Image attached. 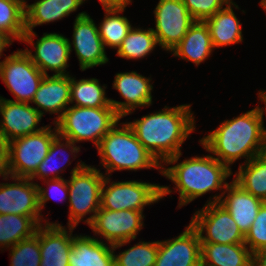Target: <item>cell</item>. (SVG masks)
<instances>
[{"label": "cell", "instance_id": "5", "mask_svg": "<svg viewBox=\"0 0 266 266\" xmlns=\"http://www.w3.org/2000/svg\"><path fill=\"white\" fill-rule=\"evenodd\" d=\"M70 174V180H67L69 188L67 227L76 228L81 221L89 225L100 208L105 175L99 168L87 165L82 160L77 162ZM88 214L90 217L83 219Z\"/></svg>", "mask_w": 266, "mask_h": 266}, {"label": "cell", "instance_id": "32", "mask_svg": "<svg viewBox=\"0 0 266 266\" xmlns=\"http://www.w3.org/2000/svg\"><path fill=\"white\" fill-rule=\"evenodd\" d=\"M126 7L117 9H104L105 15L98 25L99 35L103 41L104 47L118 49L122 41L127 37L132 24L126 16L120 13L126 10Z\"/></svg>", "mask_w": 266, "mask_h": 266}, {"label": "cell", "instance_id": "10", "mask_svg": "<svg viewBox=\"0 0 266 266\" xmlns=\"http://www.w3.org/2000/svg\"><path fill=\"white\" fill-rule=\"evenodd\" d=\"M144 218L143 212L137 210L113 211L100 207L88 226L95 236L105 238L117 250L137 238L144 227Z\"/></svg>", "mask_w": 266, "mask_h": 266}, {"label": "cell", "instance_id": "29", "mask_svg": "<svg viewBox=\"0 0 266 266\" xmlns=\"http://www.w3.org/2000/svg\"><path fill=\"white\" fill-rule=\"evenodd\" d=\"M234 181L245 191L266 202V151L239 165Z\"/></svg>", "mask_w": 266, "mask_h": 266}, {"label": "cell", "instance_id": "28", "mask_svg": "<svg viewBox=\"0 0 266 266\" xmlns=\"http://www.w3.org/2000/svg\"><path fill=\"white\" fill-rule=\"evenodd\" d=\"M42 222L49 223L42 217L0 214V250L9 249L18 242L33 237Z\"/></svg>", "mask_w": 266, "mask_h": 266}, {"label": "cell", "instance_id": "38", "mask_svg": "<svg viewBox=\"0 0 266 266\" xmlns=\"http://www.w3.org/2000/svg\"><path fill=\"white\" fill-rule=\"evenodd\" d=\"M183 3L195 21H204L230 2L228 0H183Z\"/></svg>", "mask_w": 266, "mask_h": 266}, {"label": "cell", "instance_id": "41", "mask_svg": "<svg viewBox=\"0 0 266 266\" xmlns=\"http://www.w3.org/2000/svg\"><path fill=\"white\" fill-rule=\"evenodd\" d=\"M252 266H266V248H263L253 254Z\"/></svg>", "mask_w": 266, "mask_h": 266}, {"label": "cell", "instance_id": "23", "mask_svg": "<svg viewBox=\"0 0 266 266\" xmlns=\"http://www.w3.org/2000/svg\"><path fill=\"white\" fill-rule=\"evenodd\" d=\"M209 29L204 21H195L183 39L170 51L173 56L190 61L197 67L213 53Z\"/></svg>", "mask_w": 266, "mask_h": 266}, {"label": "cell", "instance_id": "20", "mask_svg": "<svg viewBox=\"0 0 266 266\" xmlns=\"http://www.w3.org/2000/svg\"><path fill=\"white\" fill-rule=\"evenodd\" d=\"M32 103L42 116L45 113L56 114L54 125L70 105V75H45Z\"/></svg>", "mask_w": 266, "mask_h": 266}, {"label": "cell", "instance_id": "13", "mask_svg": "<svg viewBox=\"0 0 266 266\" xmlns=\"http://www.w3.org/2000/svg\"><path fill=\"white\" fill-rule=\"evenodd\" d=\"M155 29L158 46L171 51L188 32L195 22L183 0H159L154 11Z\"/></svg>", "mask_w": 266, "mask_h": 266}, {"label": "cell", "instance_id": "25", "mask_svg": "<svg viewBox=\"0 0 266 266\" xmlns=\"http://www.w3.org/2000/svg\"><path fill=\"white\" fill-rule=\"evenodd\" d=\"M83 0H35L25 7V29L33 32L38 25L56 22L76 12Z\"/></svg>", "mask_w": 266, "mask_h": 266}, {"label": "cell", "instance_id": "9", "mask_svg": "<svg viewBox=\"0 0 266 266\" xmlns=\"http://www.w3.org/2000/svg\"><path fill=\"white\" fill-rule=\"evenodd\" d=\"M45 75L26 52L18 49L0 62V78L15 102L31 103Z\"/></svg>", "mask_w": 266, "mask_h": 266}, {"label": "cell", "instance_id": "1", "mask_svg": "<svg viewBox=\"0 0 266 266\" xmlns=\"http://www.w3.org/2000/svg\"><path fill=\"white\" fill-rule=\"evenodd\" d=\"M182 152L168 158L161 168V175L171 180L175 188L161 185V199L172 193L174 189L179 193L178 208L186 206L195 199L208 192L221 191L218 195L210 196L206 204L219 202L228 186L226 180L233 172L227 165L221 163L211 153L195 156L178 162ZM172 164H176L173 165ZM164 165H171L170 167ZM223 191V192H222Z\"/></svg>", "mask_w": 266, "mask_h": 266}, {"label": "cell", "instance_id": "7", "mask_svg": "<svg viewBox=\"0 0 266 266\" xmlns=\"http://www.w3.org/2000/svg\"><path fill=\"white\" fill-rule=\"evenodd\" d=\"M160 200V184L138 180L111 182L110 176H105L103 180L100 203L103 209L143 212L147 205L158 203Z\"/></svg>", "mask_w": 266, "mask_h": 266}, {"label": "cell", "instance_id": "3", "mask_svg": "<svg viewBox=\"0 0 266 266\" xmlns=\"http://www.w3.org/2000/svg\"><path fill=\"white\" fill-rule=\"evenodd\" d=\"M191 104L165 106L154 113L127 124L138 141L162 165L168 158L181 153V146L196 129Z\"/></svg>", "mask_w": 266, "mask_h": 266}, {"label": "cell", "instance_id": "37", "mask_svg": "<svg viewBox=\"0 0 266 266\" xmlns=\"http://www.w3.org/2000/svg\"><path fill=\"white\" fill-rule=\"evenodd\" d=\"M43 182L44 184L46 183V188L38 184L39 208L41 215L42 210L45 208L44 206H46V203L50 199L65 201L66 198H69L68 183L67 179L64 177L60 179L44 180Z\"/></svg>", "mask_w": 266, "mask_h": 266}, {"label": "cell", "instance_id": "6", "mask_svg": "<svg viewBox=\"0 0 266 266\" xmlns=\"http://www.w3.org/2000/svg\"><path fill=\"white\" fill-rule=\"evenodd\" d=\"M122 119L113 107L69 106L55 123L58 134L73 143L91 141L95 147Z\"/></svg>", "mask_w": 266, "mask_h": 266}, {"label": "cell", "instance_id": "42", "mask_svg": "<svg viewBox=\"0 0 266 266\" xmlns=\"http://www.w3.org/2000/svg\"><path fill=\"white\" fill-rule=\"evenodd\" d=\"M13 42L14 41L9 36L4 34L3 32H0V58L2 57V55L4 56L3 51H5V48L10 47Z\"/></svg>", "mask_w": 266, "mask_h": 266}, {"label": "cell", "instance_id": "31", "mask_svg": "<svg viewBox=\"0 0 266 266\" xmlns=\"http://www.w3.org/2000/svg\"><path fill=\"white\" fill-rule=\"evenodd\" d=\"M158 45L152 28L133 27L122 41L116 55L127 60H139L147 57Z\"/></svg>", "mask_w": 266, "mask_h": 266}, {"label": "cell", "instance_id": "11", "mask_svg": "<svg viewBox=\"0 0 266 266\" xmlns=\"http://www.w3.org/2000/svg\"><path fill=\"white\" fill-rule=\"evenodd\" d=\"M190 224L198 232L201 243H244V235L235 220L219 202L205 204L197 210Z\"/></svg>", "mask_w": 266, "mask_h": 266}, {"label": "cell", "instance_id": "24", "mask_svg": "<svg viewBox=\"0 0 266 266\" xmlns=\"http://www.w3.org/2000/svg\"><path fill=\"white\" fill-rule=\"evenodd\" d=\"M235 3H229L204 20L209 29L214 49L243 42L242 24L233 11V8L239 9Z\"/></svg>", "mask_w": 266, "mask_h": 266}, {"label": "cell", "instance_id": "34", "mask_svg": "<svg viewBox=\"0 0 266 266\" xmlns=\"http://www.w3.org/2000/svg\"><path fill=\"white\" fill-rule=\"evenodd\" d=\"M114 255L115 266H154L158 253V240L157 241H139L119 254Z\"/></svg>", "mask_w": 266, "mask_h": 266}, {"label": "cell", "instance_id": "45", "mask_svg": "<svg viewBox=\"0 0 266 266\" xmlns=\"http://www.w3.org/2000/svg\"><path fill=\"white\" fill-rule=\"evenodd\" d=\"M24 8L28 5L27 0H17Z\"/></svg>", "mask_w": 266, "mask_h": 266}, {"label": "cell", "instance_id": "26", "mask_svg": "<svg viewBox=\"0 0 266 266\" xmlns=\"http://www.w3.org/2000/svg\"><path fill=\"white\" fill-rule=\"evenodd\" d=\"M80 146H76L75 143L66 139L59 134L53 139L51 146L49 148V152L43 161L38 166L36 172L30 177L32 181L35 180H50V179H60L62 176L63 169H65V164L71 165L72 161H70V155H72L74 160L76 159V155L80 152ZM61 151V152H60ZM69 154H68V153ZM62 157V158H61ZM65 158V159H64ZM61 159V163L57 160ZM69 162V163H68ZM59 163V164H58ZM65 163V164H64ZM63 166V167H62ZM52 174V175H51Z\"/></svg>", "mask_w": 266, "mask_h": 266}, {"label": "cell", "instance_id": "12", "mask_svg": "<svg viewBox=\"0 0 266 266\" xmlns=\"http://www.w3.org/2000/svg\"><path fill=\"white\" fill-rule=\"evenodd\" d=\"M35 37L37 34L34 31L26 32L21 42L28 43L34 48V52L28 48L24 51L40 71L44 75H48V71H53L55 75H70L66 70L71 57L69 38L55 32L43 33L35 43Z\"/></svg>", "mask_w": 266, "mask_h": 266}, {"label": "cell", "instance_id": "39", "mask_svg": "<svg viewBox=\"0 0 266 266\" xmlns=\"http://www.w3.org/2000/svg\"><path fill=\"white\" fill-rule=\"evenodd\" d=\"M9 142L4 140L0 136V176L3 177L2 180H9L10 170H9Z\"/></svg>", "mask_w": 266, "mask_h": 266}, {"label": "cell", "instance_id": "2", "mask_svg": "<svg viewBox=\"0 0 266 266\" xmlns=\"http://www.w3.org/2000/svg\"><path fill=\"white\" fill-rule=\"evenodd\" d=\"M261 105L224 120L215 130L199 139L206 152L231 169L236 160L253 157L266 151V127Z\"/></svg>", "mask_w": 266, "mask_h": 266}, {"label": "cell", "instance_id": "16", "mask_svg": "<svg viewBox=\"0 0 266 266\" xmlns=\"http://www.w3.org/2000/svg\"><path fill=\"white\" fill-rule=\"evenodd\" d=\"M201 242L196 229L189 223L177 237L158 240L154 266H201Z\"/></svg>", "mask_w": 266, "mask_h": 266}, {"label": "cell", "instance_id": "4", "mask_svg": "<svg viewBox=\"0 0 266 266\" xmlns=\"http://www.w3.org/2000/svg\"><path fill=\"white\" fill-rule=\"evenodd\" d=\"M121 125V126H118ZM97 153L105 176L114 171H137L157 169L161 174L162 165L138 141L134 131L127 122H119L100 140Z\"/></svg>", "mask_w": 266, "mask_h": 266}, {"label": "cell", "instance_id": "44", "mask_svg": "<svg viewBox=\"0 0 266 266\" xmlns=\"http://www.w3.org/2000/svg\"><path fill=\"white\" fill-rule=\"evenodd\" d=\"M259 4L263 8V10L266 11V0H261Z\"/></svg>", "mask_w": 266, "mask_h": 266}, {"label": "cell", "instance_id": "14", "mask_svg": "<svg viewBox=\"0 0 266 266\" xmlns=\"http://www.w3.org/2000/svg\"><path fill=\"white\" fill-rule=\"evenodd\" d=\"M69 45L70 52L75 51L81 71L104 65L109 61L98 26L85 11L79 12L75 17L72 41L69 39Z\"/></svg>", "mask_w": 266, "mask_h": 266}, {"label": "cell", "instance_id": "8", "mask_svg": "<svg viewBox=\"0 0 266 266\" xmlns=\"http://www.w3.org/2000/svg\"><path fill=\"white\" fill-rule=\"evenodd\" d=\"M58 130L46 125L39 132L16 138L9 142L10 176L30 178L46 157Z\"/></svg>", "mask_w": 266, "mask_h": 266}, {"label": "cell", "instance_id": "30", "mask_svg": "<svg viewBox=\"0 0 266 266\" xmlns=\"http://www.w3.org/2000/svg\"><path fill=\"white\" fill-rule=\"evenodd\" d=\"M106 84L101 85L97 78L76 80L70 75V104L79 107H113L106 97Z\"/></svg>", "mask_w": 266, "mask_h": 266}, {"label": "cell", "instance_id": "21", "mask_svg": "<svg viewBox=\"0 0 266 266\" xmlns=\"http://www.w3.org/2000/svg\"><path fill=\"white\" fill-rule=\"evenodd\" d=\"M219 203L226 208L245 236L264 201L245 191L232 180L223 192Z\"/></svg>", "mask_w": 266, "mask_h": 266}, {"label": "cell", "instance_id": "35", "mask_svg": "<svg viewBox=\"0 0 266 266\" xmlns=\"http://www.w3.org/2000/svg\"><path fill=\"white\" fill-rule=\"evenodd\" d=\"M9 250L10 266H40L39 227L33 237L18 242Z\"/></svg>", "mask_w": 266, "mask_h": 266}, {"label": "cell", "instance_id": "15", "mask_svg": "<svg viewBox=\"0 0 266 266\" xmlns=\"http://www.w3.org/2000/svg\"><path fill=\"white\" fill-rule=\"evenodd\" d=\"M151 80V77L142 76L137 71L120 72L115 75L112 87L125 101L110 98V103L121 118L132 114L136 108L152 105L153 84Z\"/></svg>", "mask_w": 266, "mask_h": 266}, {"label": "cell", "instance_id": "18", "mask_svg": "<svg viewBox=\"0 0 266 266\" xmlns=\"http://www.w3.org/2000/svg\"><path fill=\"white\" fill-rule=\"evenodd\" d=\"M0 115V136L7 142L45 128L38 127L43 116L30 103L15 102L1 96Z\"/></svg>", "mask_w": 266, "mask_h": 266}, {"label": "cell", "instance_id": "40", "mask_svg": "<svg viewBox=\"0 0 266 266\" xmlns=\"http://www.w3.org/2000/svg\"><path fill=\"white\" fill-rule=\"evenodd\" d=\"M86 0H83L85 3ZM103 9H117L122 8L132 3V0H99Z\"/></svg>", "mask_w": 266, "mask_h": 266}, {"label": "cell", "instance_id": "17", "mask_svg": "<svg viewBox=\"0 0 266 266\" xmlns=\"http://www.w3.org/2000/svg\"><path fill=\"white\" fill-rule=\"evenodd\" d=\"M14 183H0V214L42 217L38 183L30 178L10 176Z\"/></svg>", "mask_w": 266, "mask_h": 266}, {"label": "cell", "instance_id": "43", "mask_svg": "<svg viewBox=\"0 0 266 266\" xmlns=\"http://www.w3.org/2000/svg\"><path fill=\"white\" fill-rule=\"evenodd\" d=\"M258 99L262 103H264L265 106L263 108H261V109H262L263 113H266V91L264 89H263V91L262 90H259V92H258Z\"/></svg>", "mask_w": 266, "mask_h": 266}, {"label": "cell", "instance_id": "27", "mask_svg": "<svg viewBox=\"0 0 266 266\" xmlns=\"http://www.w3.org/2000/svg\"><path fill=\"white\" fill-rule=\"evenodd\" d=\"M201 266H252L253 254L244 243H201Z\"/></svg>", "mask_w": 266, "mask_h": 266}, {"label": "cell", "instance_id": "36", "mask_svg": "<svg viewBox=\"0 0 266 266\" xmlns=\"http://www.w3.org/2000/svg\"><path fill=\"white\" fill-rule=\"evenodd\" d=\"M244 244L252 254L266 248V202L260 207L254 222L244 236Z\"/></svg>", "mask_w": 266, "mask_h": 266}, {"label": "cell", "instance_id": "19", "mask_svg": "<svg viewBox=\"0 0 266 266\" xmlns=\"http://www.w3.org/2000/svg\"><path fill=\"white\" fill-rule=\"evenodd\" d=\"M74 229L75 227H64L59 222L39 226L40 266H69L68 257L72 250Z\"/></svg>", "mask_w": 266, "mask_h": 266}, {"label": "cell", "instance_id": "22", "mask_svg": "<svg viewBox=\"0 0 266 266\" xmlns=\"http://www.w3.org/2000/svg\"><path fill=\"white\" fill-rule=\"evenodd\" d=\"M68 261L69 266H115L113 245L100 237L75 234Z\"/></svg>", "mask_w": 266, "mask_h": 266}, {"label": "cell", "instance_id": "33", "mask_svg": "<svg viewBox=\"0 0 266 266\" xmlns=\"http://www.w3.org/2000/svg\"><path fill=\"white\" fill-rule=\"evenodd\" d=\"M0 32L13 41H22L25 29V8L17 0H0Z\"/></svg>", "mask_w": 266, "mask_h": 266}]
</instances>
